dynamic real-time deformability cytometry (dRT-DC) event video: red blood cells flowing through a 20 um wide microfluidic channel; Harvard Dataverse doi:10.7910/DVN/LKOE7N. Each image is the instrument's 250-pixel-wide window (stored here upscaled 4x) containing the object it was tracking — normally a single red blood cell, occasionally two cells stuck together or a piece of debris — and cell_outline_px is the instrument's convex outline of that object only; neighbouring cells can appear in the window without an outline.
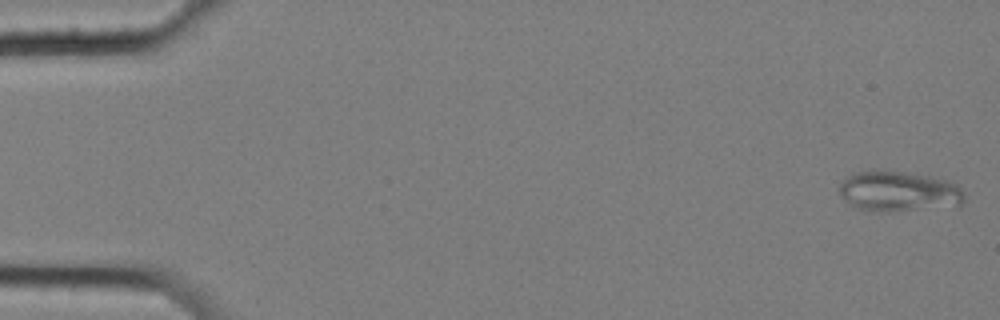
{"species": "common noctule bat (a hibernating species)", "species_latin": "Nyctalus noctula", "temperature_condition": "cold", "stored_images_in_passage": 36, "camera_frame_rate_fps": 3000, "um_per_image_px": 0.085, "animal": {"sex": "female", "body_mass_g": 25.1}, "frame": {"image": 1, "passage_image": 1, "time_ms": 0.0, "image_size_px": [1000, 320], "cell_outline_px": [[964, 200], [956, 208], [888, 212], [872, 212], [856, 208], [848, 204], [840, 196], [840, 184], [848, 176], [856, 172], [904, 172], [928, 176], [944, 180], [956, 184], [964, 192]], "centroid_in_image_um": [76.43, 16.34], "position_along_channel_um": 8.6, "area_um2": 29.71}}
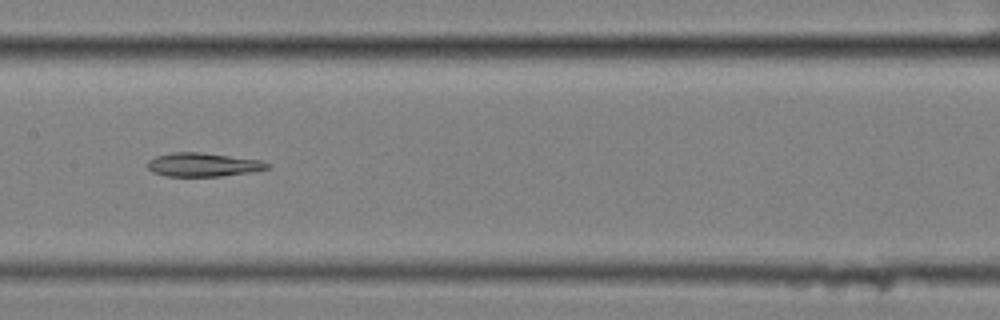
{"frame": {"image": 2, "passage_image": 29, "time_ms": 9.333, "image_size_px": [1000, 320], "cell_outline_px": [[268, 168], [248, 172], [220, 176], [164, 176], [152, 172], [148, 168], [148, 160], [156, 156], [172, 152], [200, 152], [260, 160], [268, 164]], "centroid_in_image_um": [17.18, 13.99], "position_along_channel_um": 190.2, "area_um2": 16.3}}
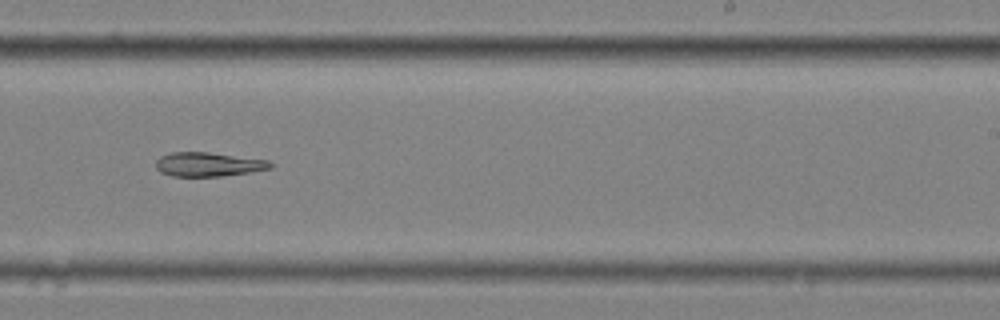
{"frame": {"image": 3, "passage_image": 36, "time_ms": 11.667, "image_size_px": [1000, 320], "cell_outline_px": [[272, 168], [224, 176], [172, 176], [160, 172], [156, 168], [156, 160], [160, 156], [172, 152], [208, 152], [268, 160], [272, 164]], "centroid_in_image_um": [17.68, 13.97], "position_along_channel_um": 271.3, "area_um2": 16.01}}